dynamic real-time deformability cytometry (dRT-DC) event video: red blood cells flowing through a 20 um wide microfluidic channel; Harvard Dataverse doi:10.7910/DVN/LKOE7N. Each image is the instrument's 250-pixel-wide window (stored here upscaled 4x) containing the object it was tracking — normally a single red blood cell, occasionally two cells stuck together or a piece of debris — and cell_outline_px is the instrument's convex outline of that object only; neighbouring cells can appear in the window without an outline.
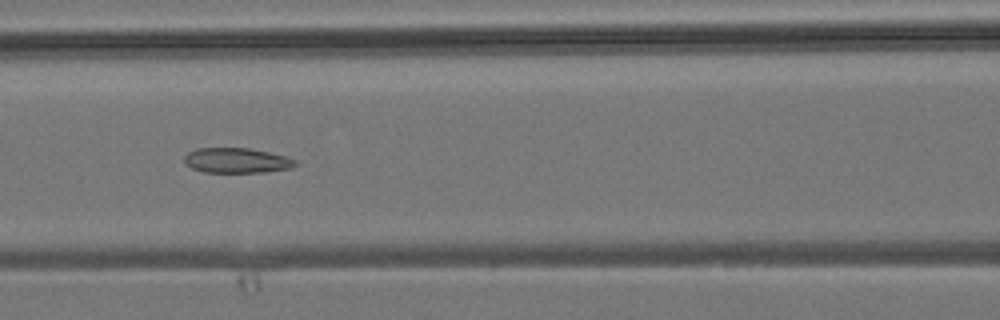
{"species": "common noctule bat (a hibernating species)", "species_latin": "Nyctalus noctula", "temperature_condition": "room temperature", "stored_images_in_passage": 4, "camera_frame_rate_fps": 3000, "um_per_image_px": 0.085, "animal": {"sex": "male", "body_mass_g": 19.2, "forearm_length_mm": 51.8}, "frame": {"image": 1, "passage_image": 4, "time_ms": 3.333, "image_size_px": [1000, 320], "cell_outline_px": [[300, 164], [288, 168], [264, 172], [204, 172], [192, 168], [184, 160], [184, 156], [188, 152], [196, 148], [248, 148], [268, 152], [284, 156], [296, 160]], "centroid_in_image_um": [20.11, 13.63], "position_along_channel_um": 146.5, "area_um2": 16.07}}